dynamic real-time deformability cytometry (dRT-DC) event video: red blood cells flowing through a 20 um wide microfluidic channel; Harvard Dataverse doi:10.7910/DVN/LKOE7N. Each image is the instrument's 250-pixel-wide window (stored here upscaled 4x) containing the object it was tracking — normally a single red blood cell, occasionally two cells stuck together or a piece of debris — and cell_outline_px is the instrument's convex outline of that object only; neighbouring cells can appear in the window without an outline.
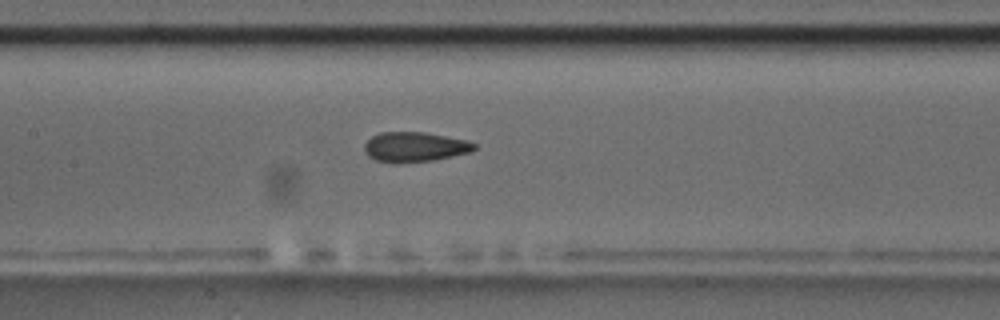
{"species": "common noctule bat (a hibernating species)", "species_latin": "Nyctalus noctula", "temperature_condition": "room temperature", "stored_images_in_passage": 8, "camera_frame_rate_fps": 3000, "um_per_image_px": 0.085, "animal": {"sex": "male", "body_mass_g": 17.5, "forearm_length_mm": 52.3}, "frame": {"image": 1, "passage_image": 8, "time_ms": 9.0, "image_size_px": [1000, 320], "cell_outline_px": [[476, 148], [472, 152], [432, 160], [396, 164], [392, 164], [376, 160], [368, 156], [364, 152], [364, 144], [372, 136], [380, 132], [424, 132], [468, 140], [476, 144]], "centroid_in_image_um": [35.24, 12.5], "position_along_channel_um": 172.2, "area_um2": 19.36}}